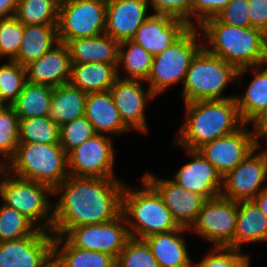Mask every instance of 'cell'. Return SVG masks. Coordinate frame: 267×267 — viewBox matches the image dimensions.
I'll return each mask as SVG.
<instances>
[{"label": "cell", "instance_id": "1", "mask_svg": "<svg viewBox=\"0 0 267 267\" xmlns=\"http://www.w3.org/2000/svg\"><path fill=\"white\" fill-rule=\"evenodd\" d=\"M121 180L67 177L53 189V195L60 198L53 206L51 233L63 236L70 228L117 218L122 211V193L126 184Z\"/></svg>", "mask_w": 267, "mask_h": 267}, {"label": "cell", "instance_id": "2", "mask_svg": "<svg viewBox=\"0 0 267 267\" xmlns=\"http://www.w3.org/2000/svg\"><path fill=\"white\" fill-rule=\"evenodd\" d=\"M203 47L237 70L267 62V35L254 27H236L206 19L199 27Z\"/></svg>", "mask_w": 267, "mask_h": 267}, {"label": "cell", "instance_id": "3", "mask_svg": "<svg viewBox=\"0 0 267 267\" xmlns=\"http://www.w3.org/2000/svg\"><path fill=\"white\" fill-rule=\"evenodd\" d=\"M185 121L173 140V145L197 150L203 144L229 135L245 123L241 119L235 98L201 100L185 103Z\"/></svg>", "mask_w": 267, "mask_h": 267}, {"label": "cell", "instance_id": "4", "mask_svg": "<svg viewBox=\"0 0 267 267\" xmlns=\"http://www.w3.org/2000/svg\"><path fill=\"white\" fill-rule=\"evenodd\" d=\"M143 188L136 189L125 184L122 193V215L126 220L131 238L144 239L148 236L169 232L180 226L157 191L143 178Z\"/></svg>", "mask_w": 267, "mask_h": 267}, {"label": "cell", "instance_id": "5", "mask_svg": "<svg viewBox=\"0 0 267 267\" xmlns=\"http://www.w3.org/2000/svg\"><path fill=\"white\" fill-rule=\"evenodd\" d=\"M4 169L16 177L44 183L52 189L70 176L67 153L60 144L19 142Z\"/></svg>", "mask_w": 267, "mask_h": 267}, {"label": "cell", "instance_id": "6", "mask_svg": "<svg viewBox=\"0 0 267 267\" xmlns=\"http://www.w3.org/2000/svg\"><path fill=\"white\" fill-rule=\"evenodd\" d=\"M237 73L233 65L202 47L186 73L181 90L183 103L234 98V94L224 96V91L230 83L236 82Z\"/></svg>", "mask_w": 267, "mask_h": 267}, {"label": "cell", "instance_id": "7", "mask_svg": "<svg viewBox=\"0 0 267 267\" xmlns=\"http://www.w3.org/2000/svg\"><path fill=\"white\" fill-rule=\"evenodd\" d=\"M0 199L19 211L39 230L51 232L53 224V189L44 183L16 177L0 168ZM50 200V201H49Z\"/></svg>", "mask_w": 267, "mask_h": 267}, {"label": "cell", "instance_id": "8", "mask_svg": "<svg viewBox=\"0 0 267 267\" xmlns=\"http://www.w3.org/2000/svg\"><path fill=\"white\" fill-rule=\"evenodd\" d=\"M203 47L198 27H189L162 53L153 57L150 73L145 81L157 97L176 83L184 84L190 63ZM166 89V90H165Z\"/></svg>", "mask_w": 267, "mask_h": 267}, {"label": "cell", "instance_id": "9", "mask_svg": "<svg viewBox=\"0 0 267 267\" xmlns=\"http://www.w3.org/2000/svg\"><path fill=\"white\" fill-rule=\"evenodd\" d=\"M107 0H80L59 6L58 39L61 43L105 33Z\"/></svg>", "mask_w": 267, "mask_h": 267}, {"label": "cell", "instance_id": "10", "mask_svg": "<svg viewBox=\"0 0 267 267\" xmlns=\"http://www.w3.org/2000/svg\"><path fill=\"white\" fill-rule=\"evenodd\" d=\"M237 219V201L221 195L206 199L196 221L189 228L211 244V247H227L234 239Z\"/></svg>", "mask_w": 267, "mask_h": 267}, {"label": "cell", "instance_id": "11", "mask_svg": "<svg viewBox=\"0 0 267 267\" xmlns=\"http://www.w3.org/2000/svg\"><path fill=\"white\" fill-rule=\"evenodd\" d=\"M113 138L94 134L67 154L69 175L73 177L117 178L114 172Z\"/></svg>", "mask_w": 267, "mask_h": 267}, {"label": "cell", "instance_id": "12", "mask_svg": "<svg viewBox=\"0 0 267 267\" xmlns=\"http://www.w3.org/2000/svg\"><path fill=\"white\" fill-rule=\"evenodd\" d=\"M63 237L76 248L108 253L116 259L131 238L122 213L106 223L70 228Z\"/></svg>", "mask_w": 267, "mask_h": 267}, {"label": "cell", "instance_id": "13", "mask_svg": "<svg viewBox=\"0 0 267 267\" xmlns=\"http://www.w3.org/2000/svg\"><path fill=\"white\" fill-rule=\"evenodd\" d=\"M265 180L267 181V157L260 147H256L223 177L220 195L237 202L252 200L261 190L267 188Z\"/></svg>", "mask_w": 267, "mask_h": 267}, {"label": "cell", "instance_id": "14", "mask_svg": "<svg viewBox=\"0 0 267 267\" xmlns=\"http://www.w3.org/2000/svg\"><path fill=\"white\" fill-rule=\"evenodd\" d=\"M54 235L38 230L35 234L0 242V267H50Z\"/></svg>", "mask_w": 267, "mask_h": 267}, {"label": "cell", "instance_id": "15", "mask_svg": "<svg viewBox=\"0 0 267 267\" xmlns=\"http://www.w3.org/2000/svg\"><path fill=\"white\" fill-rule=\"evenodd\" d=\"M145 81L118 77L110 88L111 96L124 124L131 130L142 134L149 133L146 106L156 96L151 89H144Z\"/></svg>", "mask_w": 267, "mask_h": 267}, {"label": "cell", "instance_id": "16", "mask_svg": "<svg viewBox=\"0 0 267 267\" xmlns=\"http://www.w3.org/2000/svg\"><path fill=\"white\" fill-rule=\"evenodd\" d=\"M244 124L237 131L203 144L197 150L224 177L256 148L252 130Z\"/></svg>", "mask_w": 267, "mask_h": 267}, {"label": "cell", "instance_id": "17", "mask_svg": "<svg viewBox=\"0 0 267 267\" xmlns=\"http://www.w3.org/2000/svg\"><path fill=\"white\" fill-rule=\"evenodd\" d=\"M160 195L164 205L179 226L190 228L196 221L203 202L200 194L189 191L170 179L158 178L151 172L142 176Z\"/></svg>", "mask_w": 267, "mask_h": 267}, {"label": "cell", "instance_id": "18", "mask_svg": "<svg viewBox=\"0 0 267 267\" xmlns=\"http://www.w3.org/2000/svg\"><path fill=\"white\" fill-rule=\"evenodd\" d=\"M185 150L192 159L179 168L172 180L205 199L219 197L223 186L221 174L198 150Z\"/></svg>", "mask_w": 267, "mask_h": 267}, {"label": "cell", "instance_id": "19", "mask_svg": "<svg viewBox=\"0 0 267 267\" xmlns=\"http://www.w3.org/2000/svg\"><path fill=\"white\" fill-rule=\"evenodd\" d=\"M189 27L182 19L153 13L137 29L131 41L141 45L154 57L167 49Z\"/></svg>", "mask_w": 267, "mask_h": 267}, {"label": "cell", "instance_id": "20", "mask_svg": "<svg viewBox=\"0 0 267 267\" xmlns=\"http://www.w3.org/2000/svg\"><path fill=\"white\" fill-rule=\"evenodd\" d=\"M146 0H107L105 34L116 41L131 40L151 15Z\"/></svg>", "mask_w": 267, "mask_h": 267}, {"label": "cell", "instance_id": "21", "mask_svg": "<svg viewBox=\"0 0 267 267\" xmlns=\"http://www.w3.org/2000/svg\"><path fill=\"white\" fill-rule=\"evenodd\" d=\"M71 69L72 60L68 47L59 42L38 60L26 66L27 81L55 88L70 81Z\"/></svg>", "mask_w": 267, "mask_h": 267}, {"label": "cell", "instance_id": "22", "mask_svg": "<svg viewBox=\"0 0 267 267\" xmlns=\"http://www.w3.org/2000/svg\"><path fill=\"white\" fill-rule=\"evenodd\" d=\"M254 73L253 79L244 89L245 93L235 94L236 105L241 119L245 124H249L261 112L267 110V62L261 65L247 67L238 70L236 83L246 72Z\"/></svg>", "mask_w": 267, "mask_h": 267}, {"label": "cell", "instance_id": "23", "mask_svg": "<svg viewBox=\"0 0 267 267\" xmlns=\"http://www.w3.org/2000/svg\"><path fill=\"white\" fill-rule=\"evenodd\" d=\"M188 228L180 226L169 232L154 234L144 238L159 267H191L184 233ZM182 235V236H181Z\"/></svg>", "mask_w": 267, "mask_h": 267}, {"label": "cell", "instance_id": "24", "mask_svg": "<svg viewBox=\"0 0 267 267\" xmlns=\"http://www.w3.org/2000/svg\"><path fill=\"white\" fill-rule=\"evenodd\" d=\"M85 116L98 134L112 137L131 131L122 121L110 90L87 95Z\"/></svg>", "mask_w": 267, "mask_h": 267}, {"label": "cell", "instance_id": "25", "mask_svg": "<svg viewBox=\"0 0 267 267\" xmlns=\"http://www.w3.org/2000/svg\"><path fill=\"white\" fill-rule=\"evenodd\" d=\"M262 241H267V216L252 200L238 201L234 239L227 247L241 250L243 244Z\"/></svg>", "mask_w": 267, "mask_h": 267}, {"label": "cell", "instance_id": "26", "mask_svg": "<svg viewBox=\"0 0 267 267\" xmlns=\"http://www.w3.org/2000/svg\"><path fill=\"white\" fill-rule=\"evenodd\" d=\"M72 63L118 64L119 42L107 34L77 38L66 43Z\"/></svg>", "mask_w": 267, "mask_h": 267}, {"label": "cell", "instance_id": "27", "mask_svg": "<svg viewBox=\"0 0 267 267\" xmlns=\"http://www.w3.org/2000/svg\"><path fill=\"white\" fill-rule=\"evenodd\" d=\"M118 64L72 63L70 83L86 94L109 91L118 78Z\"/></svg>", "mask_w": 267, "mask_h": 267}, {"label": "cell", "instance_id": "28", "mask_svg": "<svg viewBox=\"0 0 267 267\" xmlns=\"http://www.w3.org/2000/svg\"><path fill=\"white\" fill-rule=\"evenodd\" d=\"M59 43L57 25H25L17 57L13 60L26 67Z\"/></svg>", "mask_w": 267, "mask_h": 267}, {"label": "cell", "instance_id": "29", "mask_svg": "<svg viewBox=\"0 0 267 267\" xmlns=\"http://www.w3.org/2000/svg\"><path fill=\"white\" fill-rule=\"evenodd\" d=\"M53 261L59 267H116L112 255L76 248L63 236H54Z\"/></svg>", "mask_w": 267, "mask_h": 267}, {"label": "cell", "instance_id": "30", "mask_svg": "<svg viewBox=\"0 0 267 267\" xmlns=\"http://www.w3.org/2000/svg\"><path fill=\"white\" fill-rule=\"evenodd\" d=\"M87 95L70 82L53 89L48 116L59 126L85 115Z\"/></svg>", "mask_w": 267, "mask_h": 267}, {"label": "cell", "instance_id": "31", "mask_svg": "<svg viewBox=\"0 0 267 267\" xmlns=\"http://www.w3.org/2000/svg\"><path fill=\"white\" fill-rule=\"evenodd\" d=\"M54 87L26 81L11 105L19 119L48 116Z\"/></svg>", "mask_w": 267, "mask_h": 267}, {"label": "cell", "instance_id": "32", "mask_svg": "<svg viewBox=\"0 0 267 267\" xmlns=\"http://www.w3.org/2000/svg\"><path fill=\"white\" fill-rule=\"evenodd\" d=\"M152 62L153 56L141 45H138L131 40L119 43L117 65L118 77L146 81L151 70ZM119 69L123 70L126 74L121 76Z\"/></svg>", "mask_w": 267, "mask_h": 267}, {"label": "cell", "instance_id": "33", "mask_svg": "<svg viewBox=\"0 0 267 267\" xmlns=\"http://www.w3.org/2000/svg\"><path fill=\"white\" fill-rule=\"evenodd\" d=\"M19 144V117L14 108L0 102V168L14 156Z\"/></svg>", "mask_w": 267, "mask_h": 267}, {"label": "cell", "instance_id": "34", "mask_svg": "<svg viewBox=\"0 0 267 267\" xmlns=\"http://www.w3.org/2000/svg\"><path fill=\"white\" fill-rule=\"evenodd\" d=\"M19 142L60 144V126L49 116L19 119Z\"/></svg>", "mask_w": 267, "mask_h": 267}, {"label": "cell", "instance_id": "35", "mask_svg": "<svg viewBox=\"0 0 267 267\" xmlns=\"http://www.w3.org/2000/svg\"><path fill=\"white\" fill-rule=\"evenodd\" d=\"M58 12L55 0H19L15 17L25 25H57Z\"/></svg>", "mask_w": 267, "mask_h": 267}, {"label": "cell", "instance_id": "36", "mask_svg": "<svg viewBox=\"0 0 267 267\" xmlns=\"http://www.w3.org/2000/svg\"><path fill=\"white\" fill-rule=\"evenodd\" d=\"M0 205V242L17 240L35 234L39 229L13 207Z\"/></svg>", "mask_w": 267, "mask_h": 267}, {"label": "cell", "instance_id": "37", "mask_svg": "<svg viewBox=\"0 0 267 267\" xmlns=\"http://www.w3.org/2000/svg\"><path fill=\"white\" fill-rule=\"evenodd\" d=\"M27 81L26 67L15 61L0 65V102L12 105Z\"/></svg>", "mask_w": 267, "mask_h": 267}, {"label": "cell", "instance_id": "38", "mask_svg": "<svg viewBox=\"0 0 267 267\" xmlns=\"http://www.w3.org/2000/svg\"><path fill=\"white\" fill-rule=\"evenodd\" d=\"M116 267H159V264L144 240L130 238L116 259Z\"/></svg>", "mask_w": 267, "mask_h": 267}, {"label": "cell", "instance_id": "39", "mask_svg": "<svg viewBox=\"0 0 267 267\" xmlns=\"http://www.w3.org/2000/svg\"><path fill=\"white\" fill-rule=\"evenodd\" d=\"M24 24L15 16L0 20V58L13 61L21 46Z\"/></svg>", "mask_w": 267, "mask_h": 267}, {"label": "cell", "instance_id": "40", "mask_svg": "<svg viewBox=\"0 0 267 267\" xmlns=\"http://www.w3.org/2000/svg\"><path fill=\"white\" fill-rule=\"evenodd\" d=\"M242 251L228 247H210L200 262H191V267H244L251 256Z\"/></svg>", "mask_w": 267, "mask_h": 267}, {"label": "cell", "instance_id": "41", "mask_svg": "<svg viewBox=\"0 0 267 267\" xmlns=\"http://www.w3.org/2000/svg\"><path fill=\"white\" fill-rule=\"evenodd\" d=\"M95 133L86 116L72 120L60 126V145L68 154L71 150L86 142Z\"/></svg>", "mask_w": 267, "mask_h": 267}, {"label": "cell", "instance_id": "42", "mask_svg": "<svg viewBox=\"0 0 267 267\" xmlns=\"http://www.w3.org/2000/svg\"><path fill=\"white\" fill-rule=\"evenodd\" d=\"M155 14L170 15L184 20L191 27L192 0H146Z\"/></svg>", "mask_w": 267, "mask_h": 267}, {"label": "cell", "instance_id": "43", "mask_svg": "<svg viewBox=\"0 0 267 267\" xmlns=\"http://www.w3.org/2000/svg\"><path fill=\"white\" fill-rule=\"evenodd\" d=\"M215 17L228 25L250 27L248 0H231Z\"/></svg>", "mask_w": 267, "mask_h": 267}, {"label": "cell", "instance_id": "44", "mask_svg": "<svg viewBox=\"0 0 267 267\" xmlns=\"http://www.w3.org/2000/svg\"><path fill=\"white\" fill-rule=\"evenodd\" d=\"M231 0H192L191 27H199L206 19L215 17Z\"/></svg>", "mask_w": 267, "mask_h": 267}, {"label": "cell", "instance_id": "45", "mask_svg": "<svg viewBox=\"0 0 267 267\" xmlns=\"http://www.w3.org/2000/svg\"><path fill=\"white\" fill-rule=\"evenodd\" d=\"M251 27L267 35V0H248Z\"/></svg>", "mask_w": 267, "mask_h": 267}, {"label": "cell", "instance_id": "46", "mask_svg": "<svg viewBox=\"0 0 267 267\" xmlns=\"http://www.w3.org/2000/svg\"><path fill=\"white\" fill-rule=\"evenodd\" d=\"M256 147L262 148V138L267 141V110L261 112L250 123Z\"/></svg>", "mask_w": 267, "mask_h": 267}, {"label": "cell", "instance_id": "47", "mask_svg": "<svg viewBox=\"0 0 267 267\" xmlns=\"http://www.w3.org/2000/svg\"><path fill=\"white\" fill-rule=\"evenodd\" d=\"M19 0H0V20L15 16Z\"/></svg>", "mask_w": 267, "mask_h": 267}, {"label": "cell", "instance_id": "48", "mask_svg": "<svg viewBox=\"0 0 267 267\" xmlns=\"http://www.w3.org/2000/svg\"><path fill=\"white\" fill-rule=\"evenodd\" d=\"M252 201L267 216V188L261 190Z\"/></svg>", "mask_w": 267, "mask_h": 267}, {"label": "cell", "instance_id": "49", "mask_svg": "<svg viewBox=\"0 0 267 267\" xmlns=\"http://www.w3.org/2000/svg\"><path fill=\"white\" fill-rule=\"evenodd\" d=\"M58 6H63L72 2H77L80 0H55Z\"/></svg>", "mask_w": 267, "mask_h": 267}, {"label": "cell", "instance_id": "50", "mask_svg": "<svg viewBox=\"0 0 267 267\" xmlns=\"http://www.w3.org/2000/svg\"><path fill=\"white\" fill-rule=\"evenodd\" d=\"M50 267H59L54 261H52Z\"/></svg>", "mask_w": 267, "mask_h": 267}, {"label": "cell", "instance_id": "51", "mask_svg": "<svg viewBox=\"0 0 267 267\" xmlns=\"http://www.w3.org/2000/svg\"><path fill=\"white\" fill-rule=\"evenodd\" d=\"M265 145H267V141H266V144H265ZM264 148H265V149H263V151L265 152L266 157H267V146H265Z\"/></svg>", "mask_w": 267, "mask_h": 267}, {"label": "cell", "instance_id": "52", "mask_svg": "<svg viewBox=\"0 0 267 267\" xmlns=\"http://www.w3.org/2000/svg\"><path fill=\"white\" fill-rule=\"evenodd\" d=\"M251 262L249 261L244 267H251Z\"/></svg>", "mask_w": 267, "mask_h": 267}]
</instances>
